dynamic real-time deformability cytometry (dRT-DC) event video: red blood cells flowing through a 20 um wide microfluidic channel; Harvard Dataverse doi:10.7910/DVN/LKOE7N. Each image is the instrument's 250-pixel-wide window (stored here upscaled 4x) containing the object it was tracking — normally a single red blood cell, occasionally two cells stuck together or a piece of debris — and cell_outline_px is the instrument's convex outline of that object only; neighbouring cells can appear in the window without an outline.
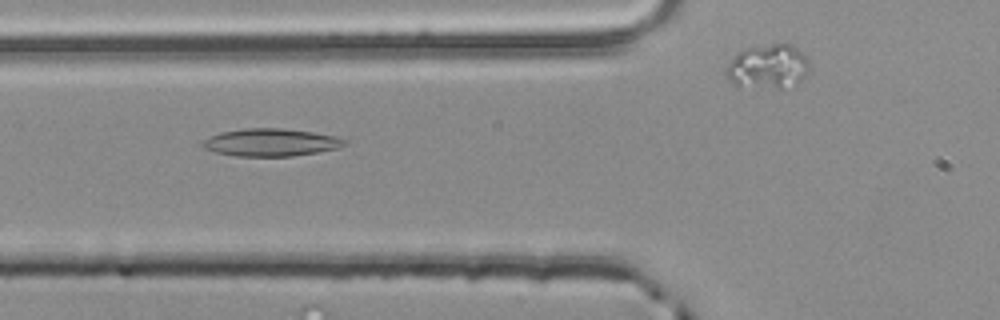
{"species": "common noctule bat (a hibernating species)", "species_latin": "Nyctalus noctula", "temperature_condition": "room temperature", "stored_images_in_passage": 37, "camera_frame_rate_fps": 3000, "um_per_image_px": 0.085, "animal": {"sex": "male", "body_mass_g": 20.4}, "frame": {"image": 1, "passage_image": 13, "time_ms": 4.0, "image_size_px": [1000, 320], "cell_outline_px": [[348, 144], [340, 148], [292, 156], [236, 156], [216, 152], [204, 148], [200, 144], [204, 140], [220, 132], [244, 128], [280, 128], [312, 132], [336, 136], [348, 140]], "centroid_in_image_um": [23.06, 12.1], "position_along_channel_um": 102.7, "area_um2": 22.83}}
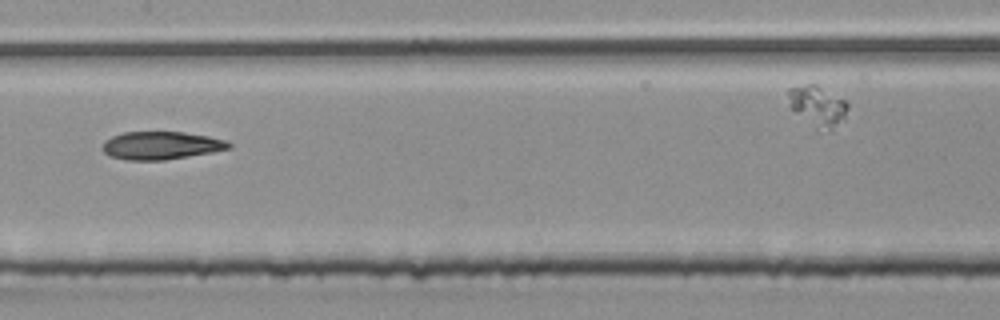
{"frame": {"image": 2, "passage_image": 20, "time_ms": 6.333, "image_size_px": [1000, 320], "cell_outline_px": [[232, 148], [212, 152], [164, 160], [124, 160], [108, 156], [104, 152], [104, 140], [112, 136], [124, 132], [184, 132], [208, 136], [228, 140], [232, 144]], "centroid_in_image_um": [13.71, 12.36], "position_along_channel_um": 193.7, "area_um2": 20.63}}
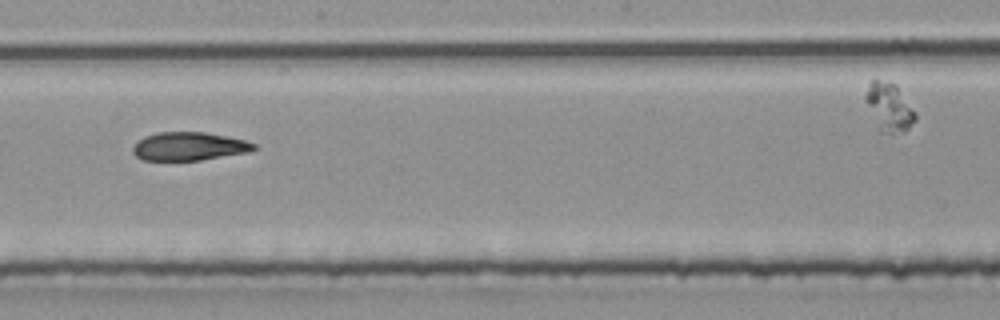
{"frame": {"image": 3, "passage_image": 23, "time_ms": 7.333, "image_size_px": [1000, 320], "cell_outline_px": [[256, 148], [248, 152], [200, 160], [144, 160], [136, 156], [132, 152], [132, 148], [144, 136], [156, 132], [204, 132], [244, 140], [256, 144]], "centroid_in_image_um": [16.05, 12.44], "position_along_channel_um": 232.2, "area_um2": 19.77}}